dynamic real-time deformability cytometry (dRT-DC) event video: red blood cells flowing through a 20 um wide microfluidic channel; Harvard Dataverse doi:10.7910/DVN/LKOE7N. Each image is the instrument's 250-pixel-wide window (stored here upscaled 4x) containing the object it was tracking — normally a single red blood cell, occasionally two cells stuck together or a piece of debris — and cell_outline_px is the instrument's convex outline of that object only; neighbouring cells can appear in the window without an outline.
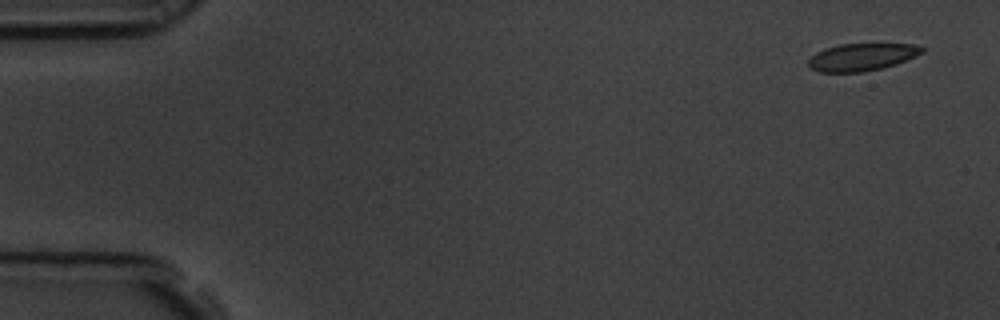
{"species": "common noctule bat (a hibernating species)", "species_latin": "Nyctalus noctula", "temperature_condition": "room temperature", "stored_images_in_passage": 5, "camera_frame_rate_fps": 3000, "um_per_image_px": 0.085, "animal": {"sex": "male", "body_mass_g": 19.5, "forearm_length_mm": 54.6}, "frame": {"image": 1, "passage_image": 1, "time_ms": 0.0, "image_size_px": [1000, 320], "cell_outline_px": [[924, 52], [916, 56], [896, 64], [864, 72], [820, 72], [808, 68], [808, 60], [816, 52], [824, 48], [840, 44], [912, 44], [924, 48]], "centroid_in_image_um": [73.22, 4.85], "position_along_channel_um": 11.8, "area_um2": 18.15}}
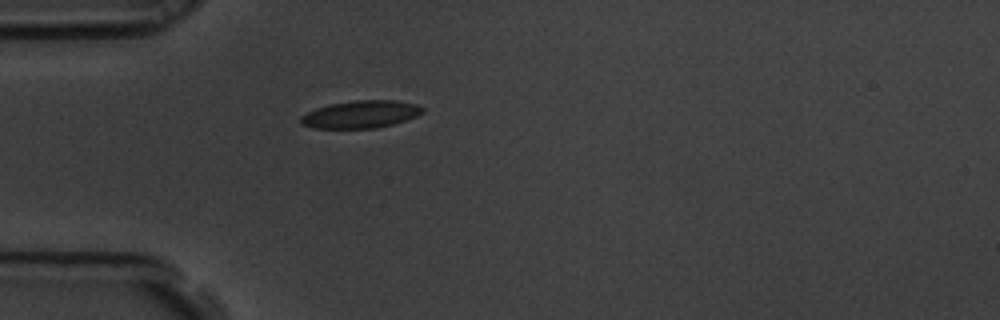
{"frame": {"image": 2, "passage_image": 5, "time_ms": 1.333, "image_size_px": [1000, 320], "cell_outline_px": [[424, 112], [416, 116], [392, 124], [376, 128], [312, 128], [300, 124], [300, 116], [316, 108], [328, 104], [356, 100], [396, 100], [416, 104], [424, 108]], "centroid_in_image_um": [30.64, 9.71], "position_along_channel_um": 54.4, "area_um2": 19.54}}